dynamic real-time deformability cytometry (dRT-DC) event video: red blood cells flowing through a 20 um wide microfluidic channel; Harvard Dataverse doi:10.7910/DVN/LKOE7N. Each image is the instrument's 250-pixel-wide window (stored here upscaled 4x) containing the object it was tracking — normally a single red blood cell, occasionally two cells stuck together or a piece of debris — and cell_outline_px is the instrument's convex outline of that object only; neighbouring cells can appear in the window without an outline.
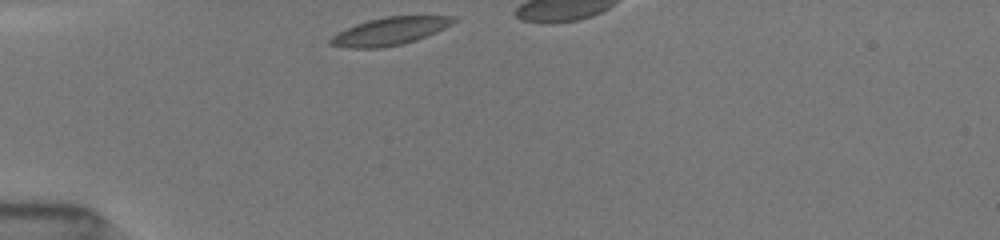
{"species": "common noctule bat (a hibernating species)", "species_latin": "Nyctalus noctula", "temperature_condition": "room temperature", "stored_images_in_passage": 31, "camera_frame_rate_fps": 3000, "um_per_image_px": 0.085, "animal": {"sex": "female", "body_mass_g": 19.5, "forearm_length_mm": 54.1}, "frame": {"image": 1, "passage_image": 1, "time_ms": 0.0, "image_size_px": [1000, 240], "cell_outline_px": [[460, 20], [436, 32], [416, 40], [400, 44], [380, 48], [348, 48], [328, 44], [328, 40], [332, 36], [356, 24], [368, 20], [384, 16], [456, 16]], "centroid_in_image_um": [33.16, 2.64], "position_along_channel_um": 51.8, "area_um2": 19.83}}
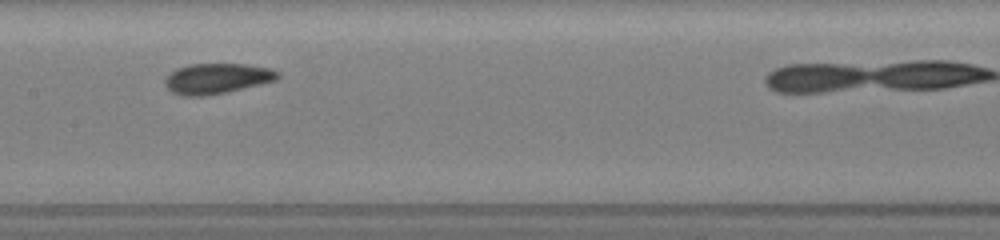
{"frame": {"image": 2, "passage_image": 13, "time_ms": 4.0, "image_size_px": [1000, 240], "cell_outline_px": [[280, 76], [276, 80], [228, 92], [204, 96], [180, 96], [172, 92], [164, 84], [164, 80], [176, 68], [192, 64], [244, 64], [268, 68], [280, 72]], "centroid_in_image_um": [18.43, 6.68], "position_along_channel_um": 189.0, "area_um2": 19.94}}
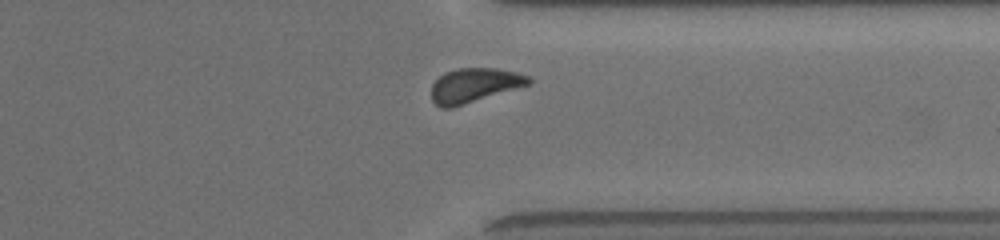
{"frame": {"image": 3, "passage_image": 29, "time_ms": 8.667, "image_size_px": [1000, 240], "cell_outline_px": [[532, 84], [452, 108], [440, 108], [432, 100], [432, 84], [444, 72], [456, 68], [496, 68], [516, 72], [528, 76], [532, 80]], "centroid_in_image_um": [40.32, 7.25], "position_along_channel_um": 371.1, "area_um2": 19.59}}